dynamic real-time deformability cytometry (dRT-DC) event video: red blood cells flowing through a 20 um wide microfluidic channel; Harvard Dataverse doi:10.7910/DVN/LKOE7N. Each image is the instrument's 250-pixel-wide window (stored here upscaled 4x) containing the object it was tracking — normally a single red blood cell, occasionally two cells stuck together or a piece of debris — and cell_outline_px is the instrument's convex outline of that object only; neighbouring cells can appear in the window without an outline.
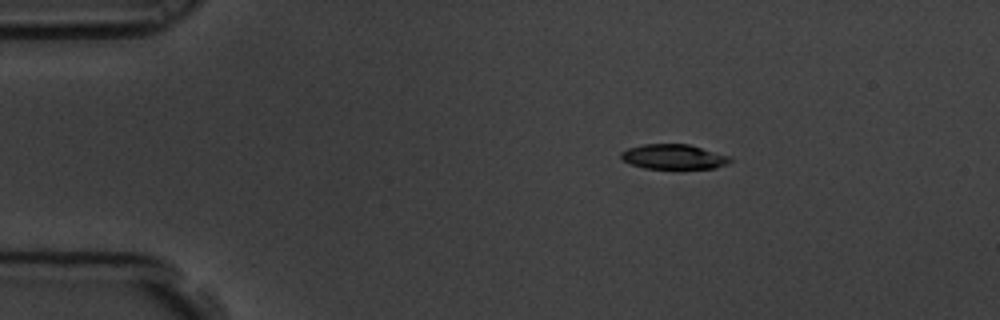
{"species": "common noctule bat (a hibernating species)", "species_latin": "Nyctalus noctula", "temperature_condition": "room temperature", "stored_images_in_passage": 5, "segment_of_instrument_passage": [1, 2], "camera_frame_rate_fps": 3000, "um_per_image_px": 0.085, "animal": {"sex": "male", "body_mass_g": 19.5, "forearm_length_mm": 54.6}, "frame": {"image": 1, "passage_image": 2, "time_ms": 0.333, "image_size_px": [1000, 320], "cell_outline_px": [[732, 160], [728, 164], [716, 168], [644, 168], [632, 164], [624, 160], [620, 156], [620, 152], [628, 148], [644, 144], [688, 144], [728, 156]], "centroid_in_image_um": [57.25, 13.32], "position_along_channel_um": 27.8, "area_um2": 15.55}}